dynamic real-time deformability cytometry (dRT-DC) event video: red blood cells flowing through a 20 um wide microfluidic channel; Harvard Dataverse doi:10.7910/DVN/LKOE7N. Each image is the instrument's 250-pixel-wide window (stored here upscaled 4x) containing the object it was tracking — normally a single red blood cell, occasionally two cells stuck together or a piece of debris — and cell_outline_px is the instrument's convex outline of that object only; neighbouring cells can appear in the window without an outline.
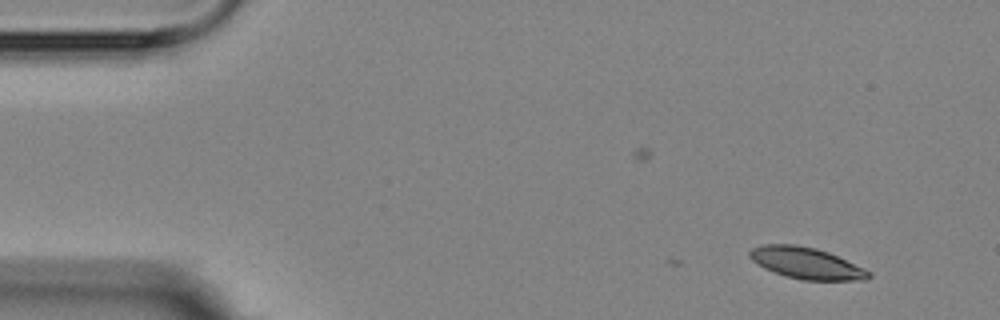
{"species": "Egyptian fruit bat (a non-hibernating species)", "species_latin": "Rousettus aegyptiacus", "temperature_condition": "room temperature", "stored_images_in_passage": 2, "camera_frame_rate_fps": 3000, "um_per_image_px": 0.085, "animal": {"sex": "female"}, "frame": {"image": 1, "passage_image": 2, "time_ms": 1.0, "image_size_px": [1000, 320], "cell_outline_px": [[872, 276], [868, 280], [804, 280], [784, 276], [764, 268], [752, 260], [748, 256], [748, 252], [752, 248], [764, 244], [796, 244], [816, 248], [828, 252], [864, 268], [872, 272]], "centroid_in_image_um": [68.54, 22.37], "position_along_channel_um": 16.5, "area_um2": 21.91}}